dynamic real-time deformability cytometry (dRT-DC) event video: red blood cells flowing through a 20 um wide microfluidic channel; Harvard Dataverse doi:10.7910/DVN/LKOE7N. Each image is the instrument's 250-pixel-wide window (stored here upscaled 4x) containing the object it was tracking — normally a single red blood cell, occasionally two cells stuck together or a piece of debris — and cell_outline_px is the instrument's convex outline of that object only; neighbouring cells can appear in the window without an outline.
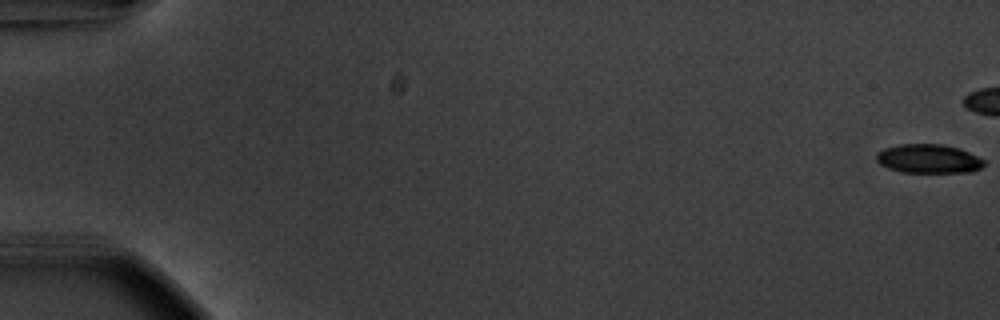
{"species": "common noctule bat (a hibernating species)", "species_latin": "Nyctalus noctula", "temperature_condition": "warm", "stored_images_in_passage": 46, "camera_frame_rate_fps": 3000, "um_per_image_px": 0.085, "animal": {"sex": "male", "body_mass_g": 20.1, "forearm_length_mm": 53.5}, "frame": {"image": 1, "passage_image": 1, "time_ms": 0.0, "image_size_px": [1000, 320], "cell_outline_px": [[984, 164], [980, 168], [972, 172], [900, 172], [888, 168], [880, 164], [876, 160], [876, 152], [884, 148], [900, 144], [944, 144], [960, 148], [984, 160]], "centroid_in_image_um": [78.9, 13.49], "position_along_channel_um": 6.1, "area_um2": 18.21}}